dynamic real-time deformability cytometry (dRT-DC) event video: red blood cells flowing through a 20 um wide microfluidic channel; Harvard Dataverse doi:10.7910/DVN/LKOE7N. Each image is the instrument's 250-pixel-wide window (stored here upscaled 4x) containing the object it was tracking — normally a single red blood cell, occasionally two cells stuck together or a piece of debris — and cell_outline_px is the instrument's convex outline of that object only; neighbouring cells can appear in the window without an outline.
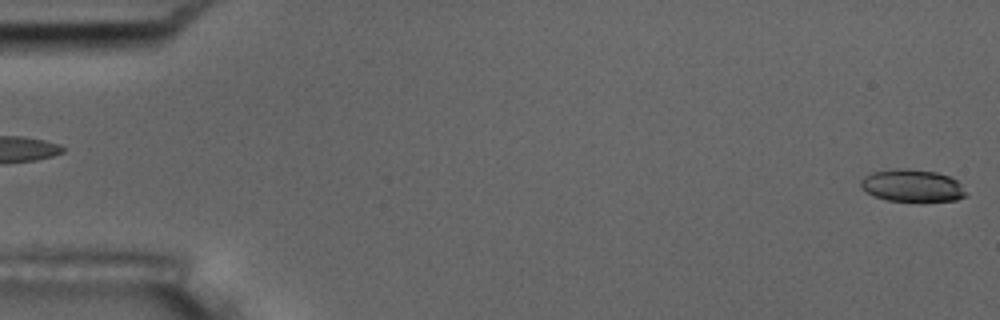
{"species": "common noctule bat (a hibernating species)", "species_latin": "Nyctalus noctula", "temperature_condition": "room temperature", "stored_images_in_passage": 5, "segment_of_instrument_passage": [2, 2], "camera_frame_rate_fps": 3000, "um_per_image_px": 0.085, "animal": {"sex": "male", "body_mass_g": 17.5, "forearm_length_mm": 52.3}, "frame": {"image": 1, "passage_image": 5, "time_ms": 5.667, "image_size_px": [1000, 320], "cell_outline_px": [[968, 192], [964, 196], [956, 200], [920, 204], [884, 200], [860, 188], [860, 180], [864, 176], [872, 172], [900, 168], [936, 172], [948, 176], [956, 180]], "centroid_in_image_um": [77.55, 15.83], "position_along_channel_um": 7.5, "area_um2": 20.46}}